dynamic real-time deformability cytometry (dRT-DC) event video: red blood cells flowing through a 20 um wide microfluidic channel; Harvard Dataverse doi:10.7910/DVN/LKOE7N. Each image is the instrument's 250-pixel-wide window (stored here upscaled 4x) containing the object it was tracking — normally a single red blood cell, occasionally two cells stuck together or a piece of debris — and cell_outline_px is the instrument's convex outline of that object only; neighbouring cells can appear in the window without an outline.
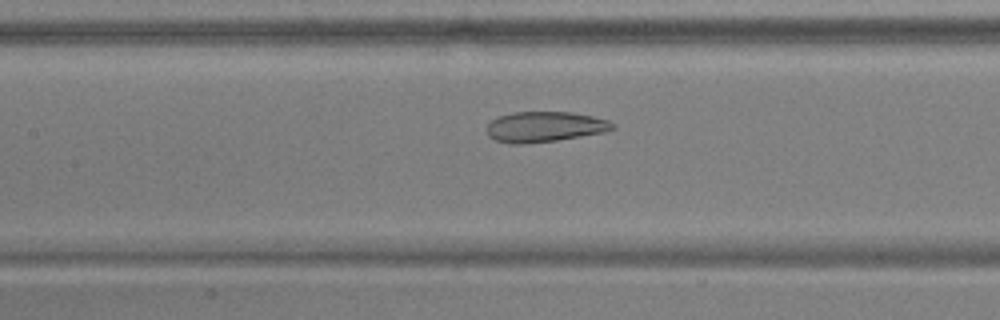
{"species": "common noctule bat (a hibernating species)", "species_latin": "Nyctalus noctula", "temperature_condition": "warm", "stored_images_in_passage": 52, "camera_frame_rate_fps": 3000, "um_per_image_px": 0.085, "animal": {"sex": "male", "body_mass_g": 17.9, "forearm_length_mm": 54.2}, "frame": {"image": 1, "passage_image": 23, "time_ms": 7.333, "image_size_px": [1000, 320], "cell_outline_px": [[616, 128], [604, 132], [556, 140], [520, 144], [512, 144], [496, 140], [488, 136], [488, 124], [492, 120], [500, 116], [512, 112], [572, 112], [592, 116], [608, 120], [616, 124]], "centroid_in_image_um": [46.32, 10.77], "position_along_channel_um": 161.1, "area_um2": 22.14}}
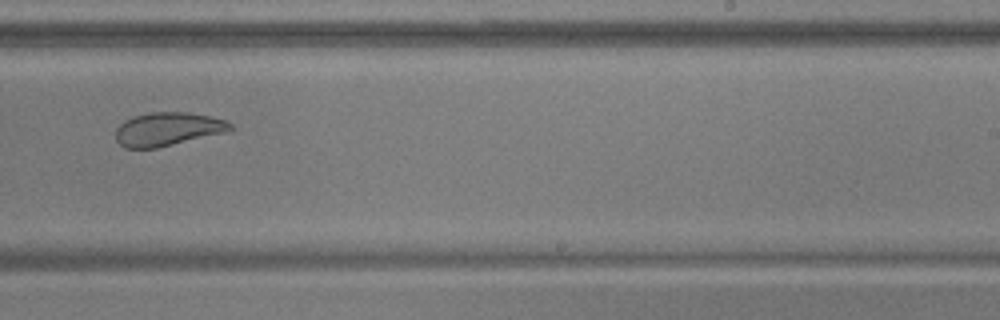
{"frame": {"image": 2, "passage_image": 32, "time_ms": 10.333, "image_size_px": [1000, 320], "cell_outline_px": [[236, 128], [228, 132], [156, 148], [124, 148], [116, 140], [116, 128], [124, 120], [132, 116], [148, 112], [188, 112], [208, 116], [224, 120], [232, 124]], "centroid_in_image_um": [14.26, 10.97], "position_along_channel_um": 274.7, "area_um2": 22.54}}
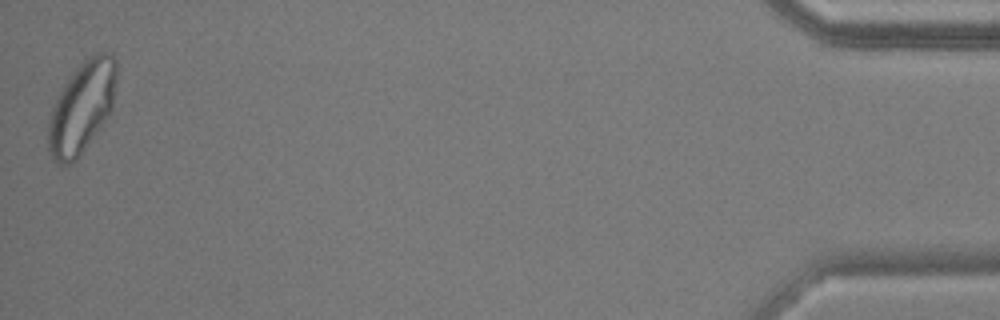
{"frame": {"image": 3, "passage_image": 51, "time_ms": 16.667, "image_size_px": [1000, 320], "cell_outline_px": [[116, 80], [112, 112], [80, 156], [76, 160], [68, 164], [56, 164], [48, 152], [48, 120], [52, 108], [64, 84], [76, 68], [88, 56], [96, 52], [112, 52], [116, 60]], "centroid_in_image_um": [6.97, 9.13], "position_along_channel_um": 428.2, "area_um2": 36.7}}